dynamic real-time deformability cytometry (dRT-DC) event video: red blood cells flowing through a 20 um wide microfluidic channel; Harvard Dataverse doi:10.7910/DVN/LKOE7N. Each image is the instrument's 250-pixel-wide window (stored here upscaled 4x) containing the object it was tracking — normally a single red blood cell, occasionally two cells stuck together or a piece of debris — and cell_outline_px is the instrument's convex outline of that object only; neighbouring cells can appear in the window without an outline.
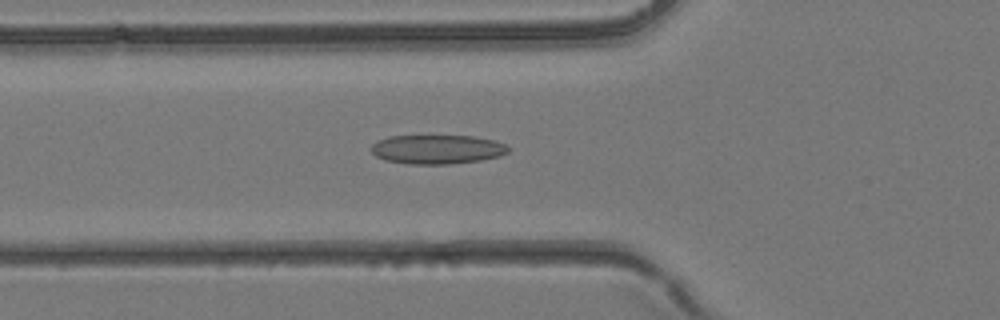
{"species": "common noctule bat (a hibernating species)", "species_latin": "Nyctalus noctula", "temperature_condition": "room temperature", "stored_images_in_passage": 41, "camera_frame_rate_fps": 3000, "um_per_image_px": 0.085, "animal": {"sex": "female", "body_mass_g": 24.6, "forearm_length_mm": 56.2}, "frame": {"image": 1, "passage_image": 15, "time_ms": 4.667, "image_size_px": [1000, 320], "cell_outline_px": [[512, 148], [508, 152], [500, 156], [480, 160], [448, 164], [408, 164], [384, 160], [376, 156], [372, 152], [372, 144], [376, 140], [388, 136], [472, 136], [492, 140], [504, 144]], "centroid_in_image_um": [37.14, 12.69], "position_along_channel_um": 88.7, "area_um2": 23.29}}
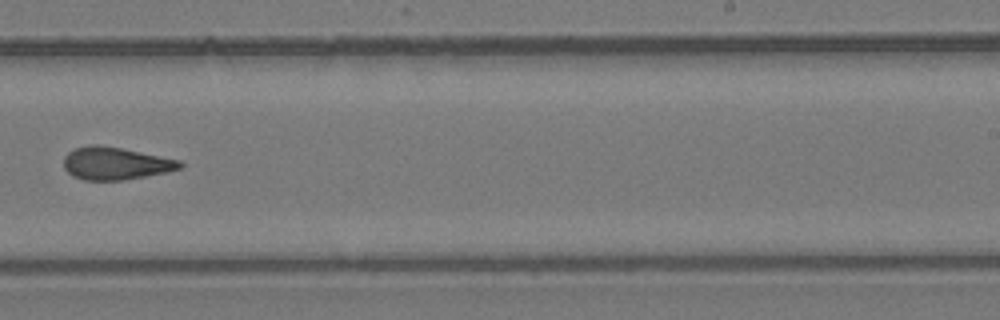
{"frame": {"image": 2, "passage_image": 26, "time_ms": 8.333, "image_size_px": [1000, 320], "cell_outline_px": [[184, 164], [180, 168], [168, 172], [124, 180], [84, 180], [72, 176], [64, 168], [64, 156], [72, 148], [88, 144], [96, 144], [120, 148], [180, 160]], "centroid_in_image_um": [9.78, 13.89], "position_along_channel_um": 279.2, "area_um2": 22.14}}
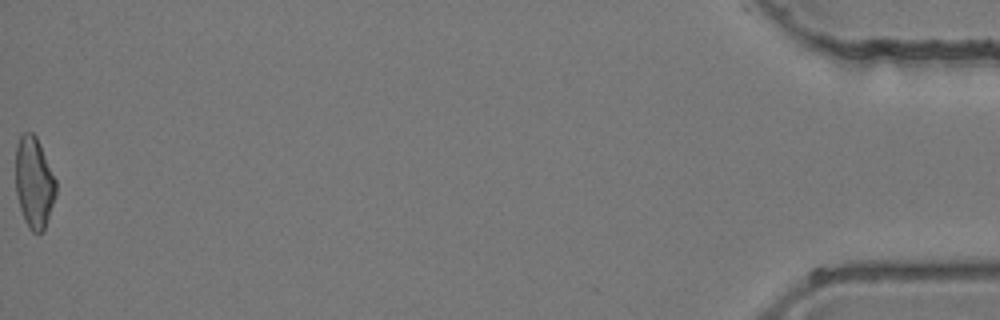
{"frame": {"image": 3, "passage_image": 41, "time_ms": 13.333, "image_size_px": [1000, 320], "cell_outline_px": [[56, 196], [44, 232], [32, 232], [28, 228], [24, 220], [20, 208], [16, 192], [16, 144], [20, 136], [24, 132], [32, 132], [36, 136], [40, 144], [56, 180]], "centroid_in_image_um": [2.9, 15.54], "position_along_channel_um": 432.3, "area_um2": 21.56}}